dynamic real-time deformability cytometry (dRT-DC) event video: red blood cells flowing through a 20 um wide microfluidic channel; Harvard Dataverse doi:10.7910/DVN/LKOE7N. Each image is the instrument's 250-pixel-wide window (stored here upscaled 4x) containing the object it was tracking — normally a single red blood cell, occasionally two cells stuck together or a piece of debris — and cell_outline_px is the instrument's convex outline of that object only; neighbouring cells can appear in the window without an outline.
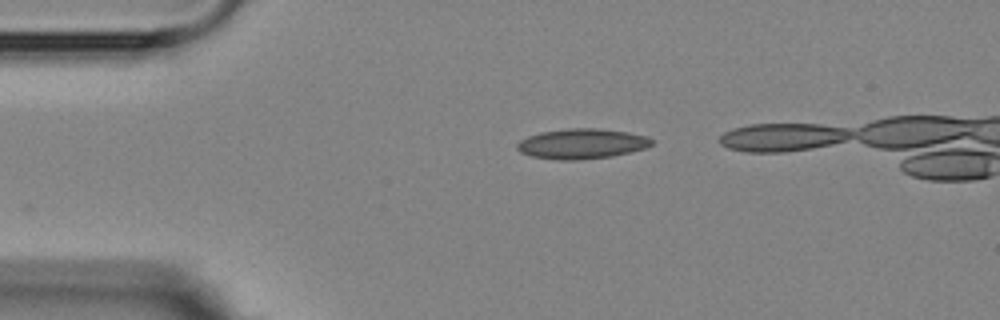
{"species": "Egyptian fruit bat (a non-hibernating species)", "species_latin": "Rousettus aegyptiacus", "temperature_condition": "room temperature", "stored_images_in_passage": 2, "camera_frame_rate_fps": 3000, "um_per_image_px": 0.085, "animal": {"sex": "female"}, "frame": {"image": 1, "passage_image": 2, "time_ms": 1.333, "image_size_px": [1000, 320], "cell_outline_px": [[652, 144], [644, 148], [612, 156], [580, 160], [560, 160], [532, 156], [520, 152], [516, 148], [516, 144], [520, 140], [528, 136], [540, 132], [568, 128], [596, 128], [628, 132], [648, 136], [652, 140]], "centroid_in_image_um": [49.42, 12.21], "position_along_channel_um": 35.6, "area_um2": 23.58}}